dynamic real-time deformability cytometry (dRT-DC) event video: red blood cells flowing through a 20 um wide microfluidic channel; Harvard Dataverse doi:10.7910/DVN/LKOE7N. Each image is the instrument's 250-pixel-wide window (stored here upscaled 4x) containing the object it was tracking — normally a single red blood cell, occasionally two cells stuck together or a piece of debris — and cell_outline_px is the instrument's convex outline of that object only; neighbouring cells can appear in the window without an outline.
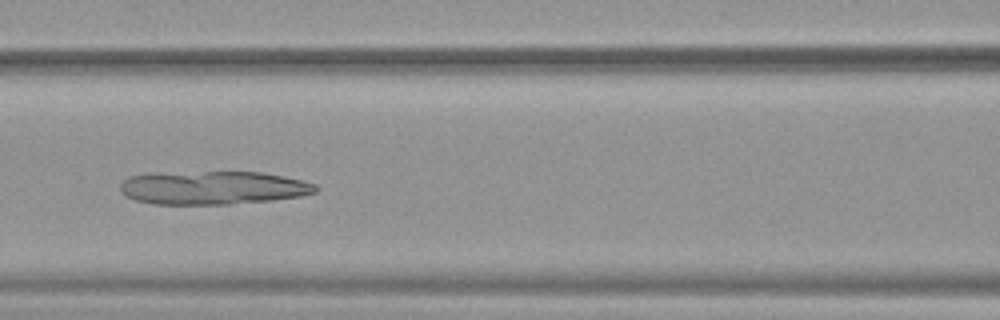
{"species": "common noctule bat (a hibernating species)", "species_latin": "Nyctalus noctula", "temperature_condition": "warm", "stored_images_in_passage": 52, "camera_frame_rate_fps": 3000, "um_per_image_px": 0.085, "animal": {"sex": "female", "body_mass_g": 19.9}, "frame": {"image": 1, "passage_image": 23, "time_ms": 7.333, "image_size_px": [1000, 320], "cell_outline_px": [[320, 188], [316, 192], [300, 196], [272, 200], [228, 204], [152, 204], [136, 200], [120, 192], [120, 184], [128, 176], [152, 172], [260, 172], [284, 176], [304, 180], [316, 184]], "centroid_in_image_um": [18.1, 15.95], "position_along_channel_um": 148.5, "area_um2": 38.38}}
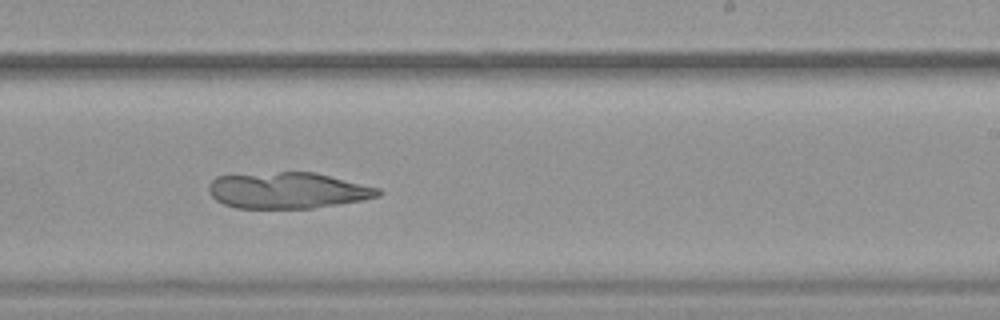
{"frame": {"image": 2, "passage_image": 32, "time_ms": 10.333, "image_size_px": [1000, 320], "cell_outline_px": [[380, 196], [364, 200], [312, 208], [236, 208], [224, 204], [216, 200], [208, 192], [208, 184], [216, 176], [280, 172], [316, 172], [380, 188]], "centroid_in_image_um": [24.46, 16.18], "position_along_channel_um": 264.5, "area_um2": 35.78}}
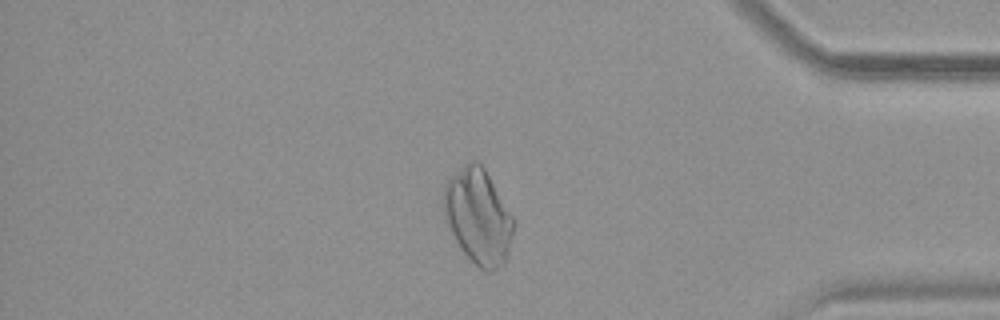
{"frame": {"image": 3, "passage_image": 44, "time_ms": 14.333, "image_size_px": [1000, 320], "cell_outline_px": [[516, 224], [508, 252], [504, 264], [492, 272], [488, 272], [480, 268], [460, 248], [448, 228], [444, 216], [444, 184], [468, 160], [476, 160], [484, 168], [516, 220]], "centroid_in_image_um": [40.67, 18.4], "position_along_channel_um": 394.5, "area_um2": 38.84}}